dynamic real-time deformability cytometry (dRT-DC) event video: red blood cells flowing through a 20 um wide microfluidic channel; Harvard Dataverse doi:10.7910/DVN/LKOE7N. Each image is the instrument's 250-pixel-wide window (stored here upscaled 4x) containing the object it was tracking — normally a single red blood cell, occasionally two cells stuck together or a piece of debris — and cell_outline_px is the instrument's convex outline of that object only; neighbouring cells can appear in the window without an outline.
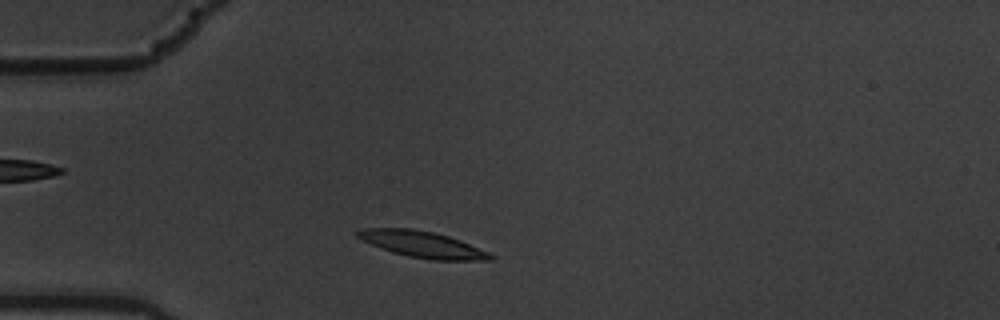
{"species": "common noctule bat (a hibernating species)", "species_latin": "Nyctalus noctula", "temperature_condition": "warm", "stored_images_in_passage": 1, "camera_frame_rate_fps": 3000, "um_per_image_px": 0.085, "animal": {"sex": "male", "body_mass_g": 19.5, "forearm_length_mm": 54.6}, "frame": {"image": 1, "passage_image": 1, "time_ms": 0.0, "image_size_px": [1000, 320], "cell_outline_px": [[496, 256], [492, 260], [432, 260], [408, 256], [392, 252], [380, 248], [356, 236], [356, 232], [360, 228], [412, 228], [432, 232], [448, 236], [460, 240], [488, 252]], "centroid_in_image_um": [35.91, 20.77], "position_along_channel_um": 49.1, "area_um2": 20.23}}